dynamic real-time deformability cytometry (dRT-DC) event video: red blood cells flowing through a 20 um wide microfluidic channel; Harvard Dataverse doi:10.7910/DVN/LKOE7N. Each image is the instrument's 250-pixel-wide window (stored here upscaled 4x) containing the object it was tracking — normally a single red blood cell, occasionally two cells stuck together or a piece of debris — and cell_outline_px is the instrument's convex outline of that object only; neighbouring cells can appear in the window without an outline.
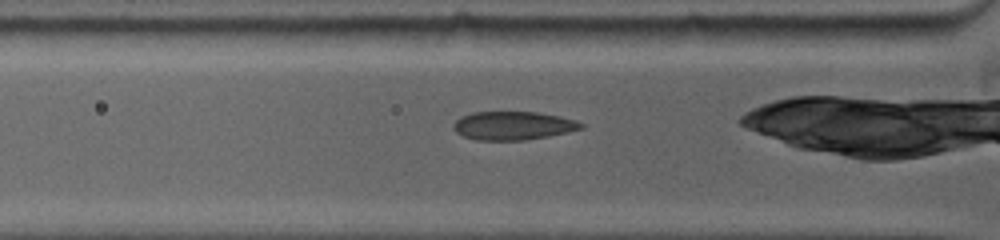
{"species": "common noctule bat (a hibernating species)", "species_latin": "Nyctalus noctula", "temperature_condition": "warm", "stored_images_in_passage": 8, "camera_frame_rate_fps": 5000, "um_per_image_px": 0.085, "animal": {"sex": "female", "body_mass_g": 19.0, "forearm_length_mm": 53.3}, "frame": {"image": 1, "passage_image": 3, "time_ms": 0.2, "image_size_px": [1000, 240], "cell_outline_px": [[584, 128], [568, 132], [524, 140], [476, 140], [464, 136], [456, 132], [452, 128], [452, 124], [460, 116], [472, 112], [536, 112], [560, 116], [576, 120], [584, 124]], "centroid_in_image_um": [43.59, 10.67], "position_along_channel_um": 82.2, "area_um2": 21.21}}